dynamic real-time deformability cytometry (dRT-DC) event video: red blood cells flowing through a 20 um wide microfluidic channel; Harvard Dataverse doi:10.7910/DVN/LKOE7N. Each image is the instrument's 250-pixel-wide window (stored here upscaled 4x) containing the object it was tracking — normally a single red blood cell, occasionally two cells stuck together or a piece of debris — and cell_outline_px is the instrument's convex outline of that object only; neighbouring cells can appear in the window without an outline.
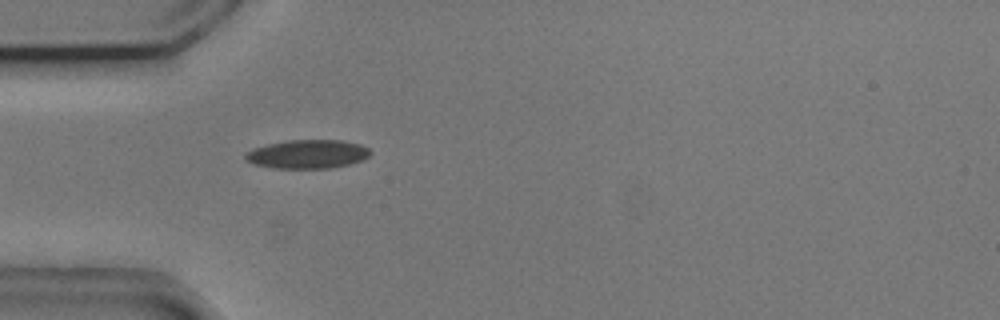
{"species": "common noctule bat (a hibernating species)", "species_latin": "Nyctalus noctula", "temperature_condition": "cold", "stored_images_in_passage": 27, "camera_frame_rate_fps": 3000, "um_per_image_px": 0.085, "animal": {"sex": "male", "body_mass_g": 20.5, "forearm_length_mm": 52.5}, "frame": {"image": 1, "passage_image": 1, "time_ms": 0.0, "image_size_px": [1000, 320], "cell_outline_px": [[372, 152], [368, 156], [360, 160], [348, 164], [332, 168], [276, 168], [256, 164], [244, 160], [244, 152], [268, 144], [288, 140], [340, 140], [360, 144], [368, 148]], "centroid_in_image_um": [26.13, 13.09], "position_along_channel_um": 58.9, "area_um2": 20.75}, "authors_computed_cell_mechanics": {"area_um2": 20.2878, "velocity_mm_per_s": 3.7104, "shape_relaxation_time_tau1_ms": 5.7915, "shape_relaxation_time_tau2_ms": 3.8273, "deformation_change_tau1": 0.1296, "deformation_change_tau2": 0.0782}}